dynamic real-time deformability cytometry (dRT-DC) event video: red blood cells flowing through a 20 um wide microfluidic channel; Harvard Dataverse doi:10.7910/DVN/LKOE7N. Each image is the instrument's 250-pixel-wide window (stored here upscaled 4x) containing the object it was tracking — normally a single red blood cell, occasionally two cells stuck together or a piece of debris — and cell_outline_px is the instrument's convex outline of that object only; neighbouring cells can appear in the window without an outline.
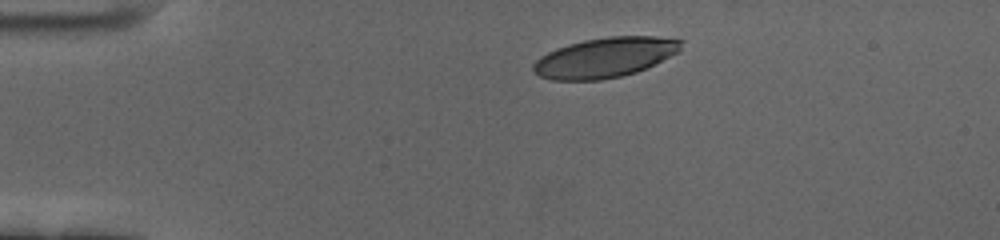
{"species": "human", "species_latin": "Homo sapiens", "temperature_condition": "cold", "stored_images_in_passage": 48, "camera_frame_rate_fps": 3000, "um_per_image_px": 0.085, "donor": {"sex": "female"}, "frame": {"image": 1, "passage_image": 1, "time_ms": 0.0, "image_size_px": [1000, 240], "cell_outline_px": [[684, 40], [680, 52], [636, 72], [620, 76], [600, 80], [552, 80], [540, 76], [532, 72], [532, 64], [540, 56], [556, 48], [568, 44], [584, 40], [608, 36], [656, 36]], "centroid_in_image_um": [51.41, 4.88], "position_along_channel_um": 33.6, "area_um2": 34.56}}
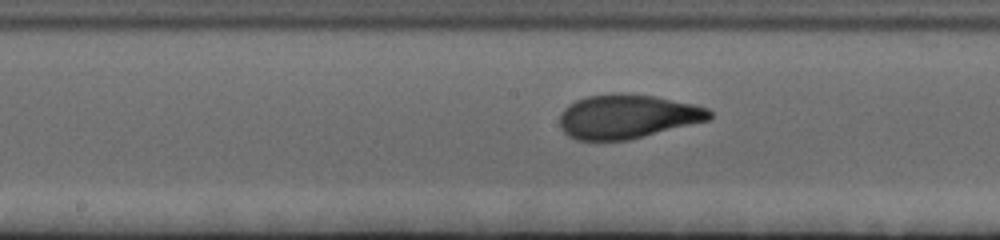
{"frame": {"image": 2, "passage_image": 20, "time_ms": 6.333, "image_size_px": [1000, 240], "cell_outline_px": [[712, 116], [708, 120], [628, 140], [576, 140], [568, 136], [560, 128], [560, 112], [568, 104], [576, 100], [588, 96], [616, 92], [620, 92], [656, 96], [692, 104], [708, 108], [712, 112]], "centroid_in_image_um": [53.28, 9.89], "position_along_channel_um": 194.9, "area_um2": 38.55}}
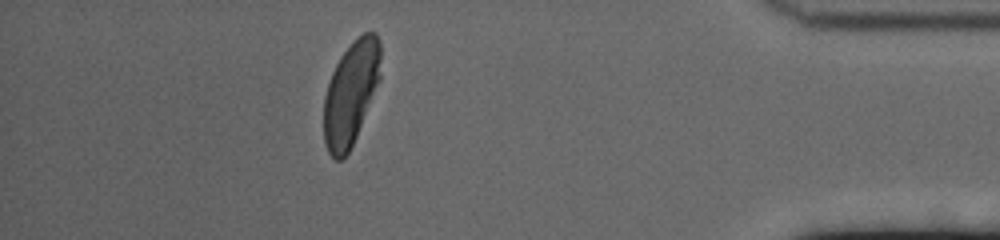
{"frame": {"image": 3, "passage_image": 42, "time_ms": 13.667, "image_size_px": [1000, 240], "cell_outline_px": [[380, 80], [356, 136], [348, 152], [340, 160], [336, 160], [328, 152], [324, 144], [324, 96], [332, 72], [340, 56], [352, 40], [364, 32], [376, 32], [380, 40]], "centroid_in_image_um": [29.82, 7.88], "position_along_channel_um": 405.4, "area_um2": 34.33}, "authors_computed_cell_mechanics": {"area_um2": 37.3677, "velocity_mm_per_s": 3.4315, "shape_relaxation_time_tau1_ms": 3.0349, "shape_relaxation_time_tau2_ms": 0.9134, "deformation_change_tau1": 0.1963, "deformation_change_tau2": 0.068}}